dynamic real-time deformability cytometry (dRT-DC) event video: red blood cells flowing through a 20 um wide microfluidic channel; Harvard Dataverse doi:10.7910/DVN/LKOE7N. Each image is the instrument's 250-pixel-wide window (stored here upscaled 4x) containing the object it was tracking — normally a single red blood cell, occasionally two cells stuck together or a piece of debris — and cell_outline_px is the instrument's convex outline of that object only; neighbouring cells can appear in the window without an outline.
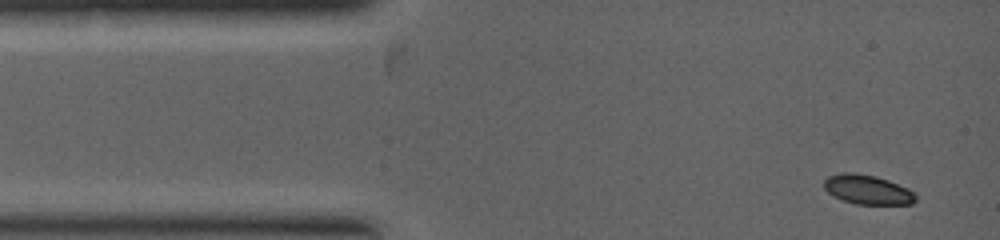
{"species": "common noctule bat (a hibernating species)", "species_latin": "Nyctalus noctula", "temperature_condition": "warm", "stored_images_in_passage": 6, "camera_frame_rate_fps": 5000, "um_per_image_px": 0.085, "animal": {"sex": "female", "body_mass_g": 19.0, "forearm_length_mm": 53.3}, "frame": {"image": 1, "passage_image": 1, "time_ms": 0.0, "image_size_px": [1000, 240], "cell_outline_px": [[916, 200], [912, 204], [856, 204], [832, 196], [824, 188], [824, 180], [828, 176], [844, 172], [856, 172], [876, 176], [888, 180], [908, 188], [916, 196]], "centroid_in_image_um": [73.72, 16.11], "position_along_channel_um": 11.3, "area_um2": 15.72}}
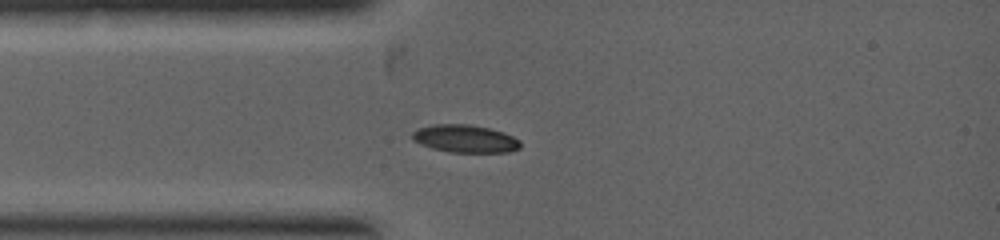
{"frame": {"image": 2, "passage_image": 4, "time_ms": 1.4, "image_size_px": [1000, 240], "cell_outline_px": [[520, 148], [508, 152], [452, 152], [432, 148], [420, 144], [412, 140], [412, 132], [420, 128], [436, 124], [468, 124], [488, 128], [504, 132], [520, 140]], "centroid_in_image_um": [39.54, 11.79], "position_along_channel_um": 45.5, "area_um2": 17.34}}
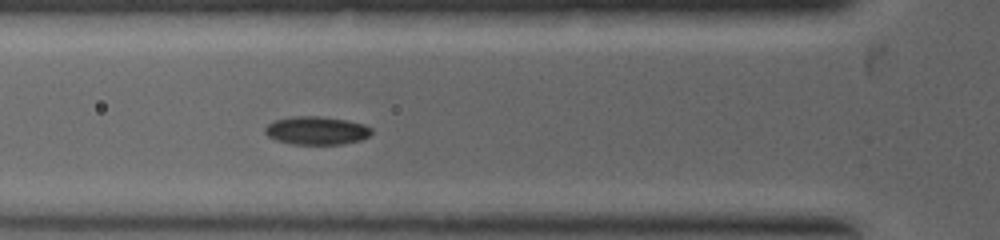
{"frame": {"image": 3, "passage_image": 6, "time_ms": 2.2, "image_size_px": [1000, 240], "cell_outline_px": [[372, 132], [368, 136], [360, 140], [340, 144], [292, 144], [276, 140], [268, 136], [264, 132], [264, 128], [268, 124], [276, 120], [292, 116], [320, 116], [348, 120], [364, 124], [372, 128]], "centroid_in_image_um": [26.9, 11.09], "position_along_channel_um": 98.9, "area_um2": 17.51}}